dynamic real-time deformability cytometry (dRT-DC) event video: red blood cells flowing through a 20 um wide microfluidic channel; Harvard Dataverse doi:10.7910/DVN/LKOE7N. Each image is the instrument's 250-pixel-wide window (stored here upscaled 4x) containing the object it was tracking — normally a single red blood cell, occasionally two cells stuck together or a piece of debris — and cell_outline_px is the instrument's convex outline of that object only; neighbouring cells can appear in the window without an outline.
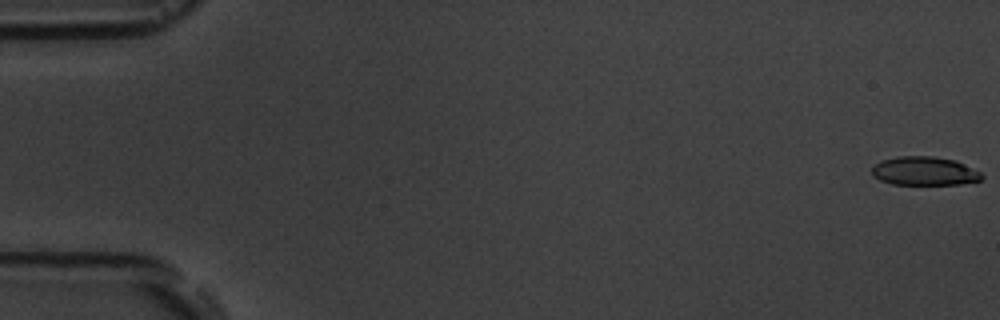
{"species": "common noctule bat (a hibernating species)", "species_latin": "Nyctalus noctula", "temperature_condition": "room temperature", "stored_images_in_passage": 7, "camera_frame_rate_fps": 3000, "um_per_image_px": 0.085, "animal": {"sex": "male", "body_mass_g": 19.5, "forearm_length_mm": 54.6}, "frame": {"image": 1, "passage_image": 1, "time_ms": 0.0, "image_size_px": [1000, 320], "cell_outline_px": [[984, 176], [980, 180], [960, 184], [892, 184], [880, 180], [872, 176], [872, 168], [880, 160], [896, 156], [932, 156], [956, 160], [980, 172]], "centroid_in_image_um": [78.55, 14.53], "position_along_channel_um": 6.4, "area_um2": 18.38}}
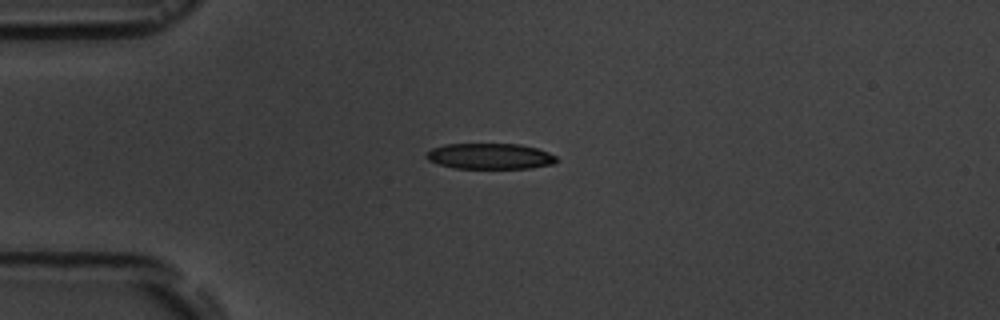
{"frame": {"image": 2, "passage_image": 5, "time_ms": 4.667, "image_size_px": [1000, 320], "cell_outline_px": [[556, 160], [552, 164], [532, 168], [452, 168], [428, 160], [424, 156], [432, 148], [444, 144], [520, 144], [536, 148], [548, 152], [556, 156]], "centroid_in_image_um": [41.63, 13.27], "position_along_channel_um": 43.4, "area_um2": 19.48}}
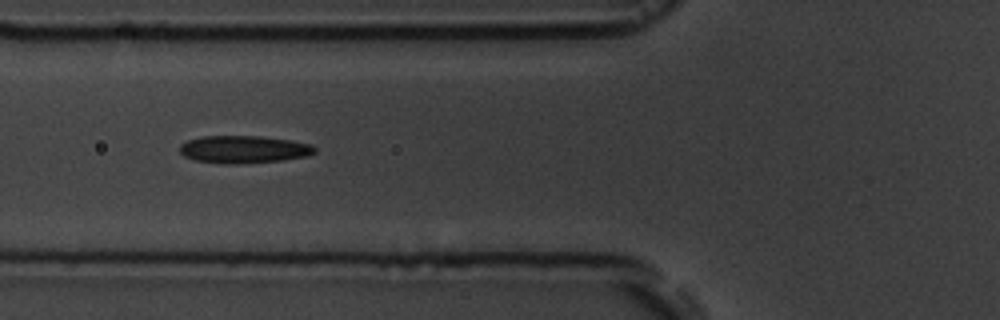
{"frame": {"image": 3, "passage_image": 7, "time_ms": 7.0, "image_size_px": [1000, 320], "cell_outline_px": [[316, 152], [308, 156], [284, 160], [236, 164], [224, 164], [196, 160], [184, 156], [180, 152], [180, 144], [188, 140], [204, 136], [260, 136], [288, 140], [312, 144], [316, 148]], "centroid_in_image_um": [20.74, 12.7], "position_along_channel_um": 105.1, "area_um2": 21.68}}